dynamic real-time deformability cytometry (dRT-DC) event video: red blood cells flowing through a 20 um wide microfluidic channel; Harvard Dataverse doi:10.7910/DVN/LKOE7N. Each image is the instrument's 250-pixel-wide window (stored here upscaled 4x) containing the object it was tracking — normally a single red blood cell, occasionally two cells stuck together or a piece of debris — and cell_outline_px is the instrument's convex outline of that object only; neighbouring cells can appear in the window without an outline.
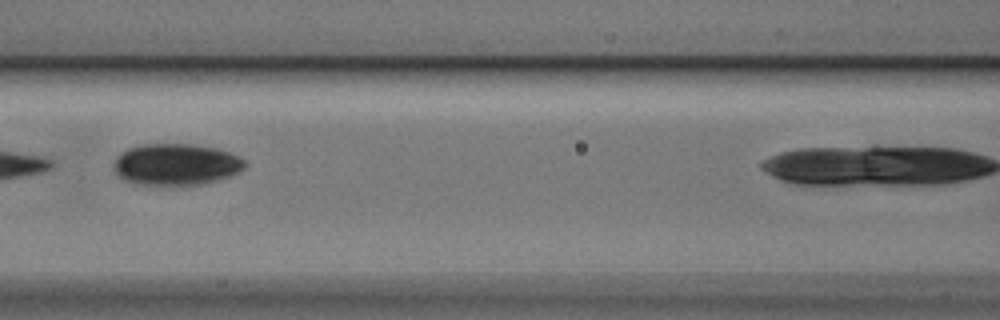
{"species": "Egyptian fruit bat (a non-hibernating species)", "species_latin": "Rousettus aegyptiacus", "temperature_condition": "cold", "stored_images_in_passage": 6, "camera_frame_rate_fps": 3000, "um_per_image_px": 0.085, "animal": {"sex": "male"}, "frame": {"image": 1, "passage_image": 4, "time_ms": 1.0, "image_size_px": [1000, 320], "cell_outline_px": [[248, 164], [244, 168], [232, 176], [204, 184], [140, 184], [124, 180], [116, 172], [116, 156], [120, 152], [128, 148], [144, 144], [192, 144], [216, 148], [228, 152], [244, 160]], "centroid_in_image_um": [15.0, 13.96], "position_along_channel_um": 151.6, "area_um2": 31.44}}
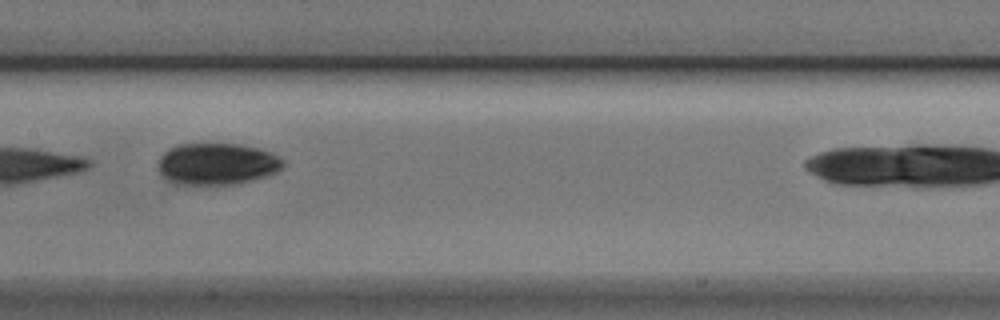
{"frame": {"image": 2, "passage_image": 5, "time_ms": 1.333, "image_size_px": [1000, 320], "cell_outline_px": [[284, 164], [276, 172], [268, 176], [252, 180], [232, 184], [172, 184], [164, 180], [160, 176], [160, 156], [168, 148], [176, 144], [240, 144], [272, 152], [284, 160]], "centroid_in_image_um": [18.42, 13.93], "position_along_channel_um": 189.0, "area_um2": 30.52}}